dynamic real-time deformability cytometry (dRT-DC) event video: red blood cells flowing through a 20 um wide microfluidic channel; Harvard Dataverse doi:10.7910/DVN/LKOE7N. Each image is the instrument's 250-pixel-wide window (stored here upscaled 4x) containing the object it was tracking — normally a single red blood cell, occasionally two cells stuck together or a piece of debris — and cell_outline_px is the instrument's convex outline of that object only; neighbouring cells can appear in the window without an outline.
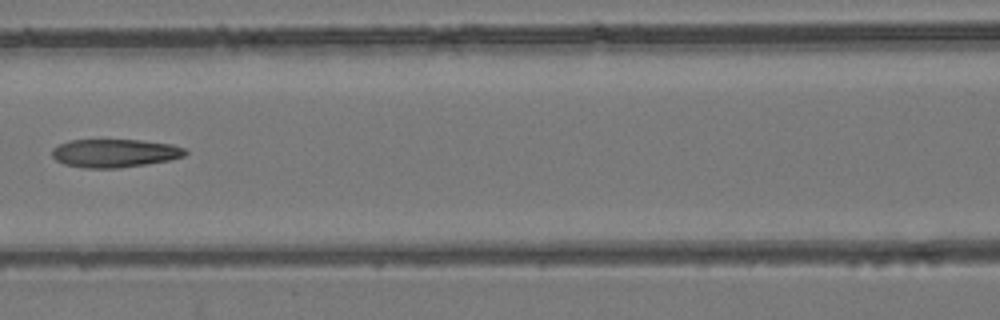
{"species": "common noctule bat (a hibernating species)", "species_latin": "Nyctalus noctula", "temperature_condition": "room temperature", "stored_images_in_passage": 5, "camera_frame_rate_fps": 3000, "um_per_image_px": 0.085, "animal": {"sex": "female", "body_mass_g": 24.6, "forearm_length_mm": 56.2}, "frame": {"image": 1, "passage_image": 5, "time_ms": 1.333, "image_size_px": [1000, 320], "cell_outline_px": [[188, 152], [184, 156], [168, 160], [148, 164], [120, 168], [84, 168], [64, 164], [56, 160], [52, 156], [52, 148], [68, 140], [144, 140], [172, 144], [184, 148]], "centroid_in_image_um": [9.75, 13.02], "position_along_channel_um": 156.9, "area_um2": 22.08}}